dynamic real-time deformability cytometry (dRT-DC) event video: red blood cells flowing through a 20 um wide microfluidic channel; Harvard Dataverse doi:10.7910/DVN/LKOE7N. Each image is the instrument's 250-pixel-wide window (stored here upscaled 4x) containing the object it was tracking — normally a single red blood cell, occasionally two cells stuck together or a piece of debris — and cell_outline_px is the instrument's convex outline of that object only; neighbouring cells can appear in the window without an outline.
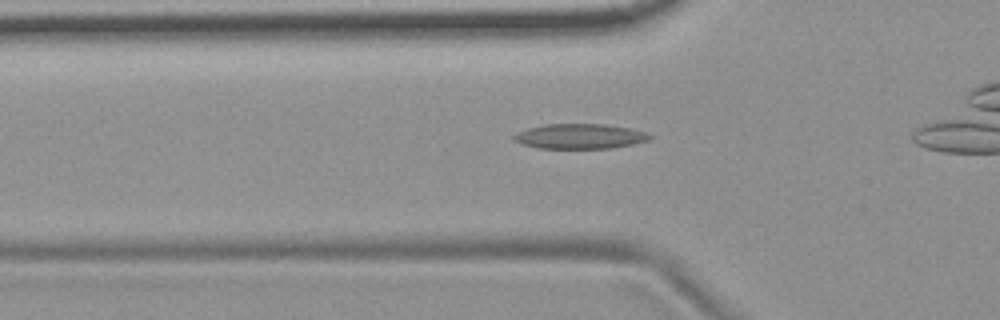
{"species": "common noctule bat (a hibernating species)", "species_latin": "Nyctalus noctula", "temperature_condition": "room temperature", "stored_images_in_passage": 31, "camera_frame_rate_fps": 3000, "um_per_image_px": 0.085, "animal": {"sex": "female", "body_mass_g": 19.9}, "frame": {"image": 1, "passage_image": 5, "time_ms": 1.333, "image_size_px": [1000, 320], "cell_outline_px": [[656, 136], [648, 140], [632, 144], [612, 148], [540, 148], [520, 144], [512, 140], [512, 136], [516, 132], [528, 128], [544, 124], [604, 124], [632, 128], [648, 132]], "centroid_in_image_um": [49.3, 11.58], "position_along_channel_um": 76.5, "area_um2": 20.06}}
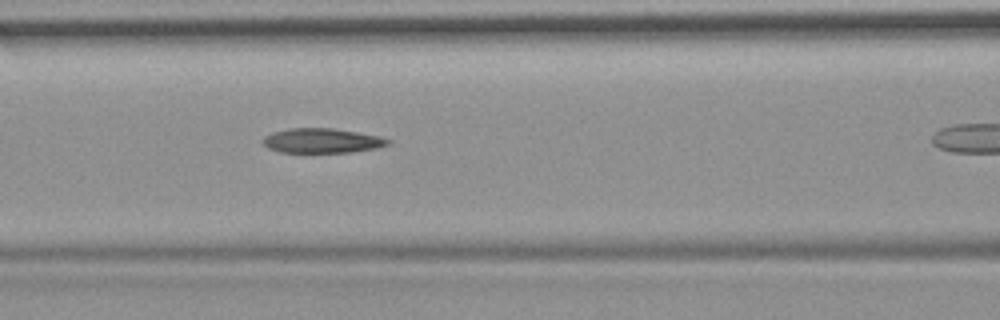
{"frame": {"image": 2, "passage_image": 10, "time_ms": 3.0, "image_size_px": [1000, 320], "cell_outline_px": [[392, 140], [388, 144], [376, 148], [352, 152], [280, 152], [268, 148], [260, 140], [264, 136], [272, 132], [288, 128], [332, 128], [380, 136]], "centroid_in_image_um": [27.34, 11.95], "position_along_channel_um": 139.3, "area_um2": 17.98}}